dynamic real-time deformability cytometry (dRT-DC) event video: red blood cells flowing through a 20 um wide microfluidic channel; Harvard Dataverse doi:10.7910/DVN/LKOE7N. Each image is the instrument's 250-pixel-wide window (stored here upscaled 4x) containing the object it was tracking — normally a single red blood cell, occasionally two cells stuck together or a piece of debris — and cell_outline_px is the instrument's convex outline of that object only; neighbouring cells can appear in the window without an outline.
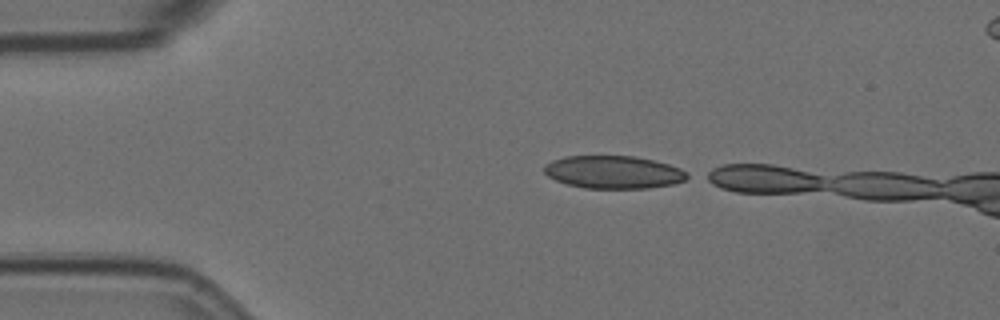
{"species": "Egyptian fruit bat (a non-hibernating species)", "species_latin": "Rousettus aegyptiacus", "temperature_condition": "room temperature", "stored_images_in_passage": 3, "camera_frame_rate_fps": 3000, "um_per_image_px": 0.085, "animal": {"sex": "female"}, "frame": {"image": 1, "passage_image": 1, "time_ms": 0.0, "image_size_px": [1000, 320], "cell_outline_px": [[692, 176], [684, 180], [672, 184], [648, 188], [584, 188], [568, 184], [556, 180], [548, 176], [544, 172], [544, 164], [552, 160], [564, 156], [632, 156], [652, 160], [668, 164], [680, 168], [688, 172]], "centroid_in_image_um": [52.15, 14.63], "position_along_channel_um": 32.9, "area_um2": 27.34}}